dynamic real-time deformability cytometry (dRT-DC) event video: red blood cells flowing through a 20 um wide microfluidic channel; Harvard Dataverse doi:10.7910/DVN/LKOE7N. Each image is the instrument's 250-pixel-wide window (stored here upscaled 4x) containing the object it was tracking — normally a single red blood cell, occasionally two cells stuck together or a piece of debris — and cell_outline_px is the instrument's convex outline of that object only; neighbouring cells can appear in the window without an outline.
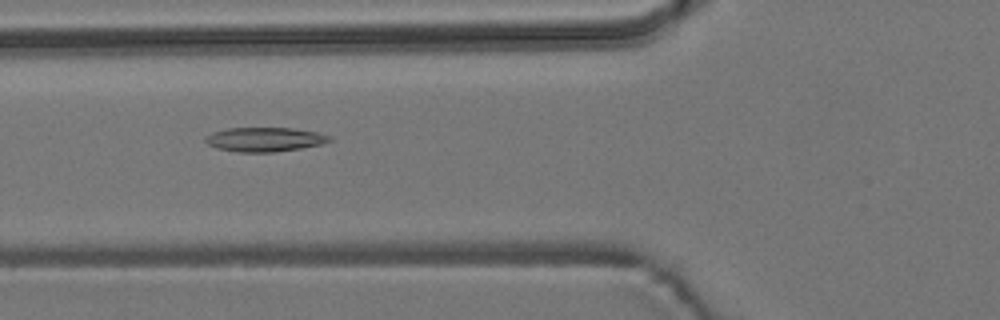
{"species": "common noctule bat (a hibernating species)", "species_latin": "Nyctalus noctula", "temperature_condition": "room temperature", "stored_images_in_passage": 27, "camera_frame_rate_fps": 3000, "um_per_image_px": 0.085, "animal": {"sex": "male", "body_mass_g": 19.2, "forearm_length_mm": 51.8}, "frame": {"image": 1, "passage_image": 3, "time_ms": 0.667, "image_size_px": [1000, 320], "cell_outline_px": [[332, 140], [320, 144], [300, 148], [272, 152], [236, 152], [216, 148], [208, 144], [204, 140], [204, 136], [212, 132], [228, 128], [292, 128], [316, 132], [332, 136]], "centroid_in_image_um": [22.45, 11.85], "position_along_channel_um": 103.3, "area_um2": 17.51}}
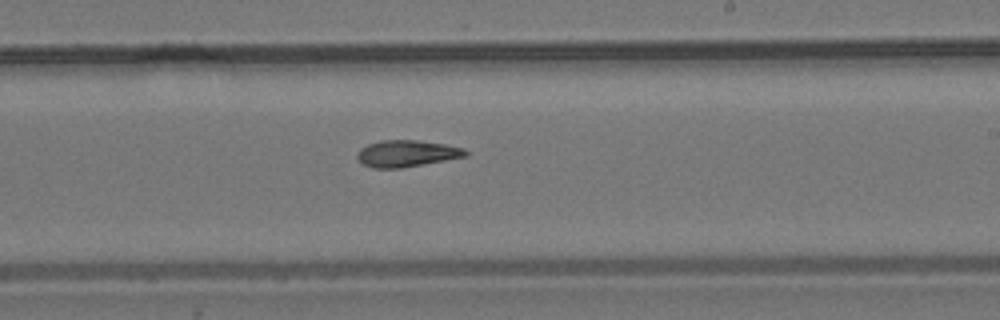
{"frame": {"image": 2, "passage_image": 15, "time_ms": 4.667, "image_size_px": [1000, 320], "cell_outline_px": [[468, 156], [400, 168], [372, 168], [364, 164], [356, 156], [356, 152], [360, 148], [368, 144], [380, 140], [420, 140], [444, 144], [464, 148], [468, 152]], "centroid_in_image_um": [34.56, 13.04], "position_along_channel_um": 254.4, "area_um2": 16.82}}
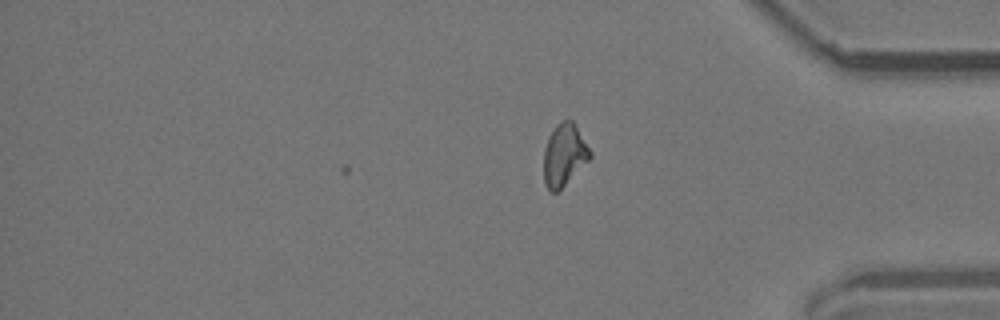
{"frame": {"image": 3, "passage_image": 27, "time_ms": 8.667, "image_size_px": [1000, 320], "cell_outline_px": [[592, 156], [556, 192], [552, 192], [544, 184], [544, 148], [548, 136], [556, 124], [560, 120], [572, 120], [592, 152]], "centroid_in_image_um": [47.93, 13.12], "position_along_channel_um": 387.3, "area_um2": 16.47}}